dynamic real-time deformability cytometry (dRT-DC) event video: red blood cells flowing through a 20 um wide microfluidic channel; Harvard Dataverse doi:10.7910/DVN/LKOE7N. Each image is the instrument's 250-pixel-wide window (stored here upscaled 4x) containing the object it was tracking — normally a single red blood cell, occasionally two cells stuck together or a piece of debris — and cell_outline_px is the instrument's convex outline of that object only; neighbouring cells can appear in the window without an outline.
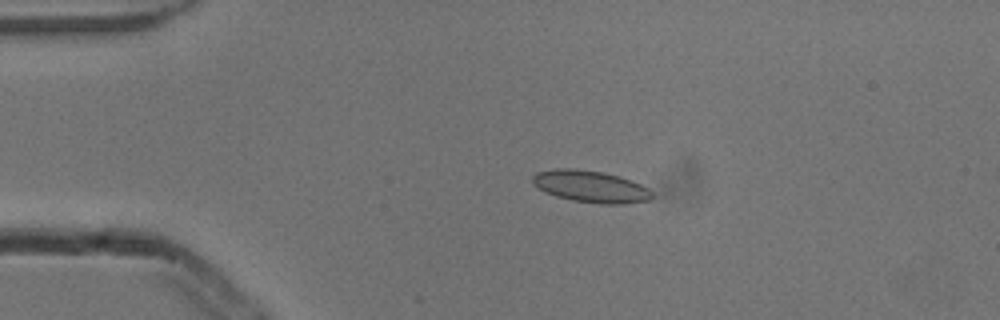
{"species": "common noctule bat (a hibernating species)", "species_latin": "Nyctalus noctula", "temperature_condition": "cold", "stored_images_in_passage": 3, "camera_frame_rate_fps": 3000, "um_per_image_px": 0.085, "animal": {"sex": "male", "body_mass_g": 13.3}, "frame": {"image": 1, "passage_image": 1, "time_ms": 0.0, "image_size_px": [1000, 320], "cell_outline_px": [[652, 196], [648, 200], [624, 204], [600, 204], [572, 200], [556, 196], [544, 192], [532, 184], [532, 176], [536, 172], [556, 168], [572, 168], [600, 172], [620, 176], [632, 180], [648, 188], [652, 192]], "centroid_in_image_um": [50.17, 15.85], "position_along_channel_um": 34.8, "area_um2": 22.25}}